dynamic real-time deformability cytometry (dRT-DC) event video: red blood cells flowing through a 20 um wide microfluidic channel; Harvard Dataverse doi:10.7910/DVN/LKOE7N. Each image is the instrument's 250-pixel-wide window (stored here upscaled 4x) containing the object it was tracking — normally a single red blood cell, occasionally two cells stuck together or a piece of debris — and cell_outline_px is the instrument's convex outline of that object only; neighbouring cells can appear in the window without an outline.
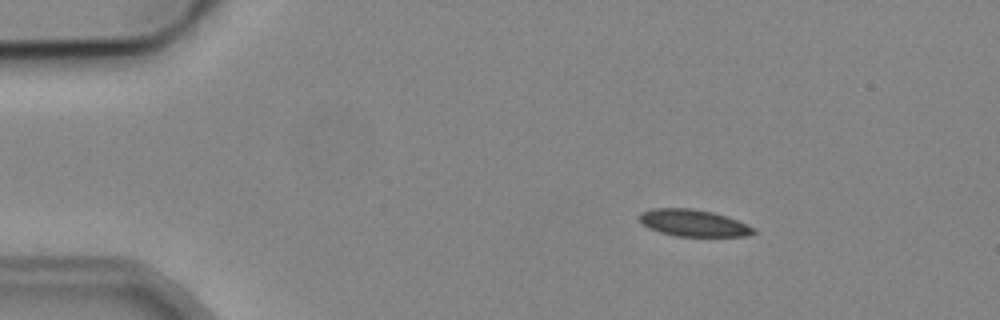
{"species": "common noctule bat (a hibernating species)", "species_latin": "Nyctalus noctula", "temperature_condition": "cold", "stored_images_in_passage": 4, "camera_frame_rate_fps": 3000, "um_per_image_px": 0.085, "animal": {"sex": "male", "body_mass_g": 19.2, "forearm_length_mm": 51.8}, "frame": {"image": 1, "passage_image": 2, "time_ms": 1.0, "image_size_px": [1000, 320], "cell_outline_px": [[756, 232], [748, 236], [676, 236], [660, 232], [648, 228], [640, 224], [640, 212], [652, 208], [692, 208], [712, 212], [728, 216], [756, 228]], "centroid_in_image_um": [58.94, 18.95], "position_along_channel_um": 26.1, "area_um2": 18.03}}